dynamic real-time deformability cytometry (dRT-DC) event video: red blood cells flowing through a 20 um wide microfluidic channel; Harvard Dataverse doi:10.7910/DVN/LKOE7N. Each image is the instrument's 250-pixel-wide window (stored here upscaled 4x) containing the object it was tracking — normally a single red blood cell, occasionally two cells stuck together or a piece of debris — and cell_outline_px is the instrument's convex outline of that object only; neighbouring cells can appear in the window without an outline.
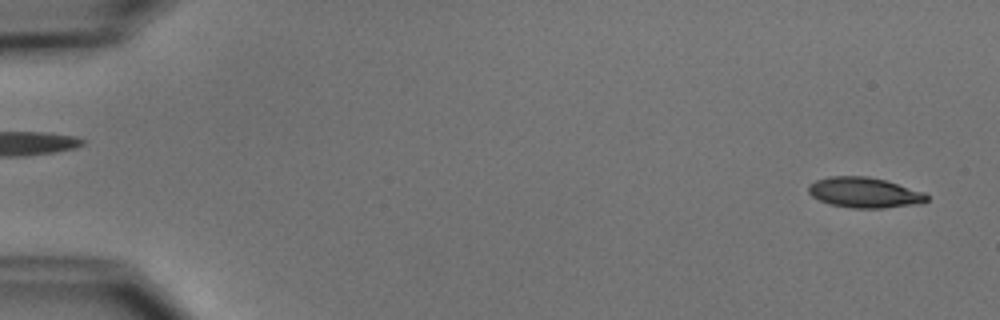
{"species": "common noctule bat (a hibernating species)", "species_latin": "Nyctalus noctula", "temperature_condition": "cold", "stored_images_in_passage": 53, "camera_frame_rate_fps": 3000, "um_per_image_px": 0.085, "animal": {"sex": "male", "body_mass_g": 15.6}, "frame": {"image": 1, "passage_image": 2, "time_ms": 0.333, "image_size_px": [1000, 320], "cell_outline_px": [[928, 200], [924, 204], [884, 208], [852, 208], [832, 204], [820, 200], [812, 196], [808, 192], [808, 184], [816, 180], [828, 176], [868, 176], [884, 180], [924, 192], [928, 196]], "centroid_in_image_um": [73.49, 16.37], "position_along_channel_um": 11.5, "area_um2": 21.04}}
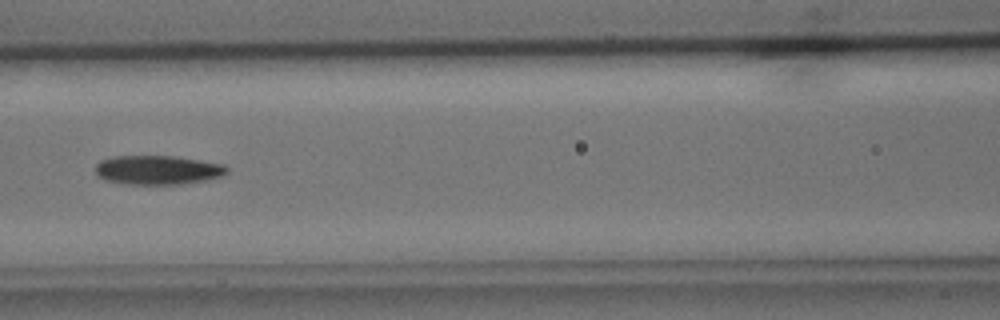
{"frame": {"image": 2, "passage_image": 24, "time_ms": 7.667, "image_size_px": [1000, 320], "cell_outline_px": [[228, 172], [224, 176], [204, 180], [180, 184], [128, 184], [104, 180], [96, 176], [96, 164], [100, 160], [112, 156], [172, 156], [200, 160], [224, 164], [228, 168]], "centroid_in_image_um": [13.39, 14.44], "position_along_channel_um": 153.2, "area_um2": 22.43}}
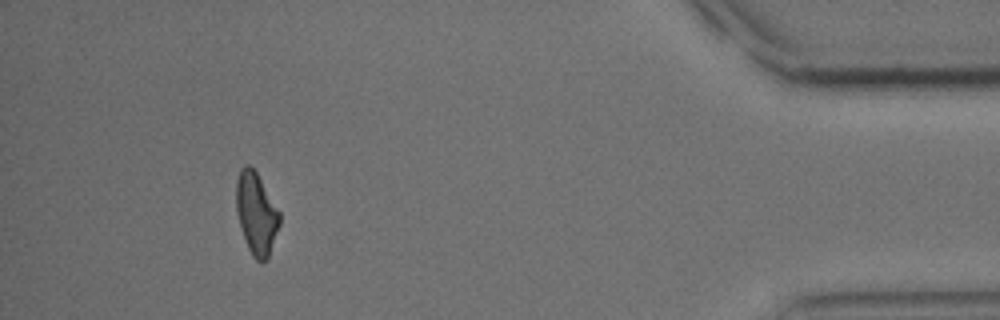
{"frame": {"image": 3, "passage_image": 49, "time_ms": 16.0, "image_size_px": [1000, 320], "cell_outline_px": [[280, 224], [268, 260], [256, 260], [252, 256], [248, 248], [240, 228], [236, 212], [236, 180], [240, 168], [244, 164], [248, 164], [256, 172], [280, 212]], "centroid_in_image_um": [21.77, 18.15], "position_along_channel_um": 413.4, "area_um2": 20.81}, "authors_computed_cell_mechanics": {"area_um2": 21.5016, "velocity_mm_per_s": 3.7781, "shape_relaxation_time_tau1_ms": 5.8844, "shape_relaxation_time_tau2_ms": 10.0818, "deformation_change_tau1": 0.1722, "deformation_change_tau2": 0.2072}}